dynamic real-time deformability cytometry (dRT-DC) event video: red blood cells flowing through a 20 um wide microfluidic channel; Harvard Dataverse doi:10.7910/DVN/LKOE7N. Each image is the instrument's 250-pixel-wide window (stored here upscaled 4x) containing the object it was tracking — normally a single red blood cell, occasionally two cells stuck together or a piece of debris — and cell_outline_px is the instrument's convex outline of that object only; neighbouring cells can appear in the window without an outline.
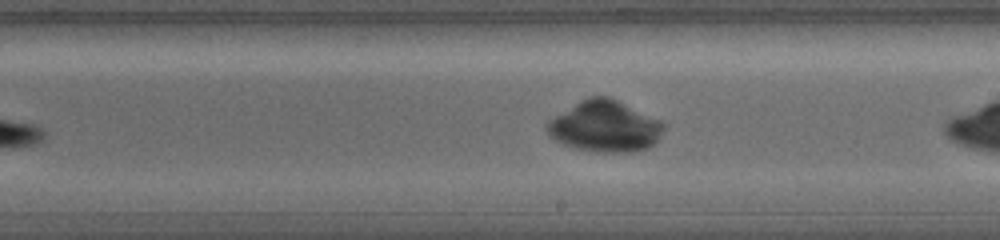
{"species": "common noctule bat (a hibernating species)", "species_latin": "Nyctalus noctula", "temperature_condition": "warm", "stored_images_in_passage": 8, "camera_frame_rate_fps": 5000, "um_per_image_px": 0.085, "animal": {"sex": "female", "body_mass_g": 19.0, "forearm_length_mm": 56.7}, "frame": {"image": 1, "passage_image": 8, "time_ms": 7.8, "image_size_px": [1000, 240], "cell_outline_px": [[668, 124], [660, 136], [648, 148], [632, 152], [596, 152], [572, 148], [548, 136], [544, 128], [548, 120], [580, 100], [588, 96], [608, 96], [660, 120]], "centroid_in_image_um": [51.39, 10.75], "position_along_channel_um": 237.6, "area_um2": 34.97}}